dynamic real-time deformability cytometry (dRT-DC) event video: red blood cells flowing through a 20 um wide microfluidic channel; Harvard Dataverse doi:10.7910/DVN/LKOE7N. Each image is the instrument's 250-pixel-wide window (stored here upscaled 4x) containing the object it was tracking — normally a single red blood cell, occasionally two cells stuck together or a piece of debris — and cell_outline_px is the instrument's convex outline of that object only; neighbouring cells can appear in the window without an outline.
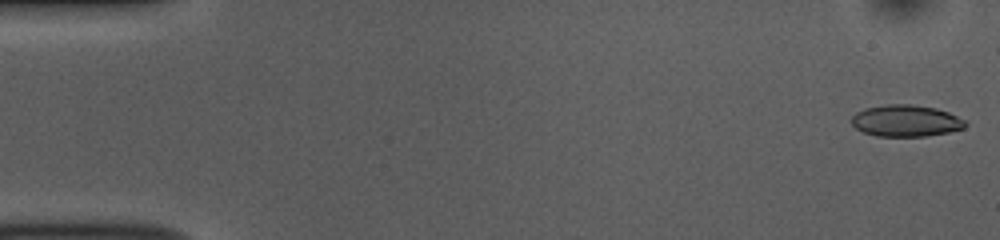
{"species": "common noctule bat (a hibernating species)", "species_latin": "Nyctalus noctula", "temperature_condition": "room temperature", "stored_images_in_passage": 13, "camera_frame_rate_fps": 3000, "um_per_image_px": 0.085, "animal": {"sex": "female", "body_mass_g": 10.0, "forearm_length_mm": 53.1}, "frame": {"image": 1, "passage_image": 1, "time_ms": 0.0, "image_size_px": [1000, 240], "cell_outline_px": [[968, 124], [964, 128], [948, 132], [924, 136], [876, 136], [864, 132], [856, 128], [852, 124], [852, 116], [856, 112], [864, 108], [888, 104], [912, 104], [936, 108], [948, 112], [964, 120]], "centroid_in_image_um": [76.99, 10.26], "position_along_channel_um": 8.0, "area_um2": 20.92}}